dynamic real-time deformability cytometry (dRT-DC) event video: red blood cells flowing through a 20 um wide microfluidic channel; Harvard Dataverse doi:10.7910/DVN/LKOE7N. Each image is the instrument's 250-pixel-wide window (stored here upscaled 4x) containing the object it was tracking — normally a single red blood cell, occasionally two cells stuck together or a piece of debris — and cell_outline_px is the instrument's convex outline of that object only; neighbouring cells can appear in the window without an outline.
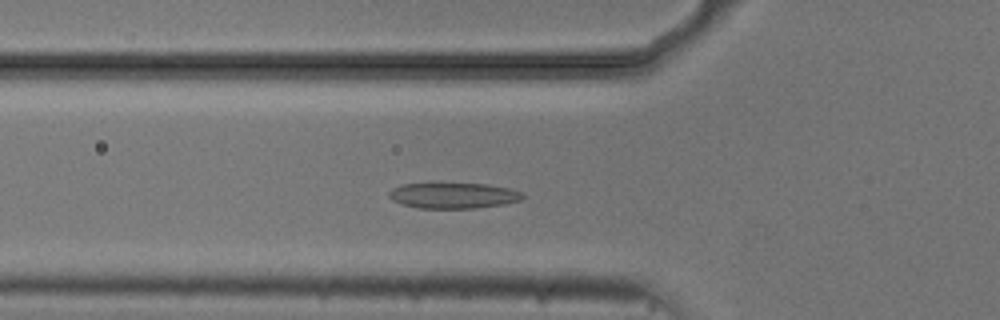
{"species": "common noctule bat (a hibernating species)", "species_latin": "Nyctalus noctula", "temperature_condition": "cold", "stored_images_in_passage": 52, "camera_frame_rate_fps": 3000, "um_per_image_px": 0.085, "animal": {"sex": "male", "body_mass_g": 20.5, "forearm_length_mm": 52.5}, "frame": {"image": 1, "passage_image": 17, "time_ms": 5.333, "image_size_px": [1000, 320], "cell_outline_px": [[524, 196], [520, 200], [504, 204], [476, 208], [420, 208], [404, 204], [392, 200], [388, 196], [388, 192], [392, 188], [404, 184], [488, 184], [508, 188], [520, 192]], "centroid_in_image_um": [38.52, 16.62], "position_along_channel_um": 87.3, "area_um2": 19.71}}
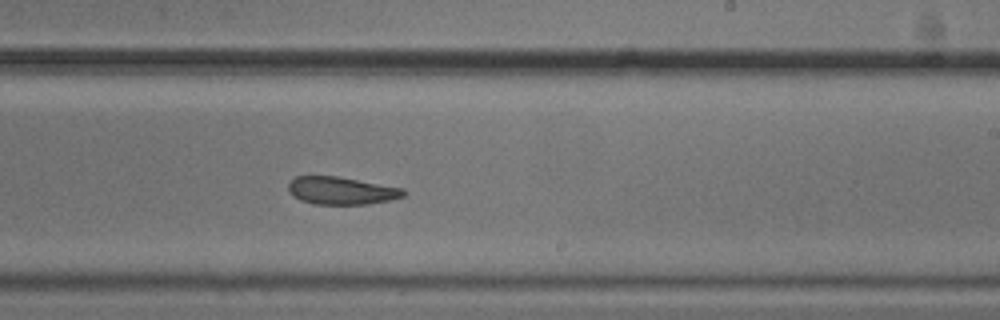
{"frame": {"image": 2, "passage_image": 31, "time_ms": 10.0, "image_size_px": [1000, 320], "cell_outline_px": [[408, 192], [404, 196], [388, 200], [368, 204], [312, 204], [300, 200], [292, 196], [288, 188], [288, 184], [296, 176], [336, 176], [404, 188]], "centroid_in_image_um": [29.02, 16.21], "position_along_channel_um": 260.0, "area_um2": 18.55}}
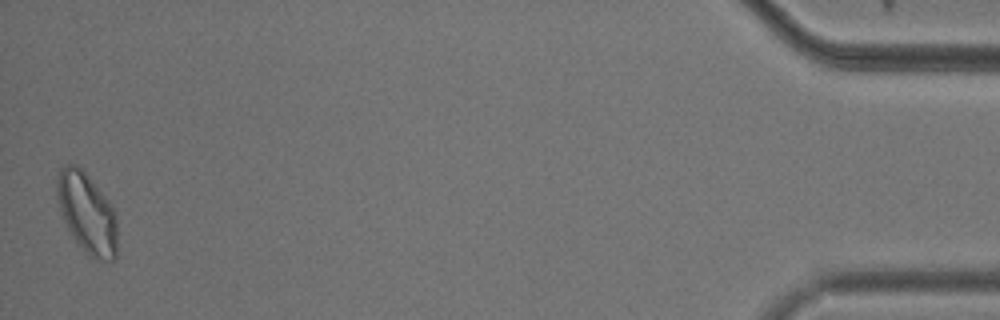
{"frame": {"image": 3, "passage_image": 52, "time_ms": 17.0, "image_size_px": [1000, 320], "cell_outline_px": [[116, 256], [112, 260], [96, 260], [84, 252], [76, 244], [60, 212], [56, 196], [56, 184], [60, 168], [68, 164], [76, 164], [88, 176], [112, 204], [116, 212]], "centroid_in_image_um": [7.38, 18.12], "position_along_channel_um": 427.8, "area_um2": 28.44}, "authors_computed_cell_mechanics": {"area_um2": 20.808, "velocity_mm_per_s": 3.6854, "shape_relaxation_time_tau1_ms": null, "shape_relaxation_time_tau2_ms": 3.8589, "deformation_change_tau1": null, "deformation_change_tau2": 0.1129}}